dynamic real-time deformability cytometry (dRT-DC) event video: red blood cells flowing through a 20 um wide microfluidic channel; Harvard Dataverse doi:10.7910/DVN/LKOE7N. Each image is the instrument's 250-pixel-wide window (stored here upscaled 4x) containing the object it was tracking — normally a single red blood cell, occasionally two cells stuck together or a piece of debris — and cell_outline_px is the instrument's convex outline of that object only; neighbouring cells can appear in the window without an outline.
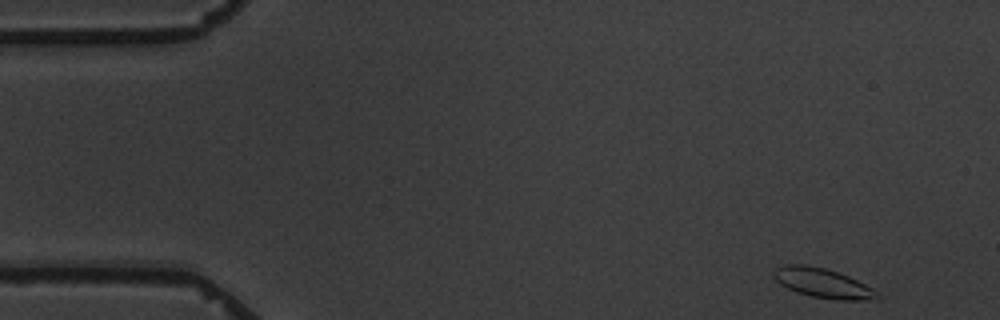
{"species": "common noctule bat (a hibernating species)", "species_latin": "Nyctalus noctula", "temperature_condition": "warm", "stored_images_in_passage": 8, "camera_frame_rate_fps": 3000, "um_per_image_px": 0.085, "animal": {"sex": "male", "body_mass_g": 19.5, "forearm_length_mm": 54.6}, "frame": {"image": 1, "passage_image": 1, "time_ms": 0.0, "image_size_px": [1000, 320], "cell_outline_px": [[884, 296], [880, 300], [836, 300], [812, 296], [796, 292], [780, 284], [772, 276], [772, 272], [776, 268], [784, 264], [808, 264], [824, 268], [848, 276], [880, 292]], "centroid_in_image_um": [69.98, 24.07], "position_along_channel_um": 15.0, "area_um2": 18.09}}
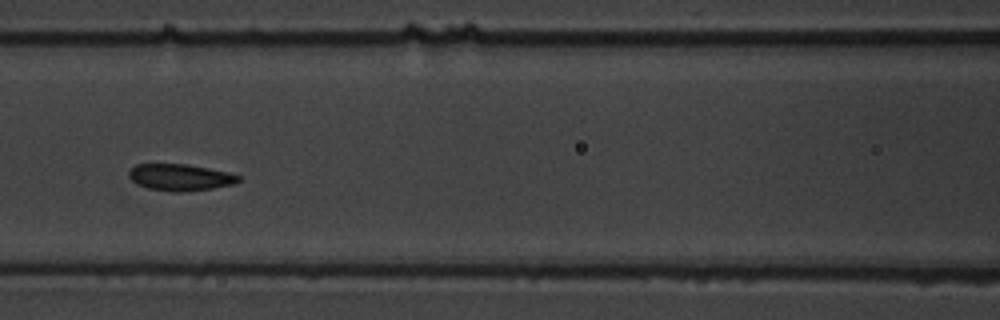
{"frame": {"image": 2, "passage_image": 7, "time_ms": 7.0, "image_size_px": [1000, 320], "cell_outline_px": [[240, 180], [236, 184], [212, 188], [180, 192], [172, 192], [148, 188], [136, 184], [128, 176], [128, 172], [136, 164], [184, 164], [208, 168], [228, 172], [240, 176]], "centroid_in_image_um": [15.31, 15.07], "position_along_channel_um": 151.3, "area_um2": 16.99}}
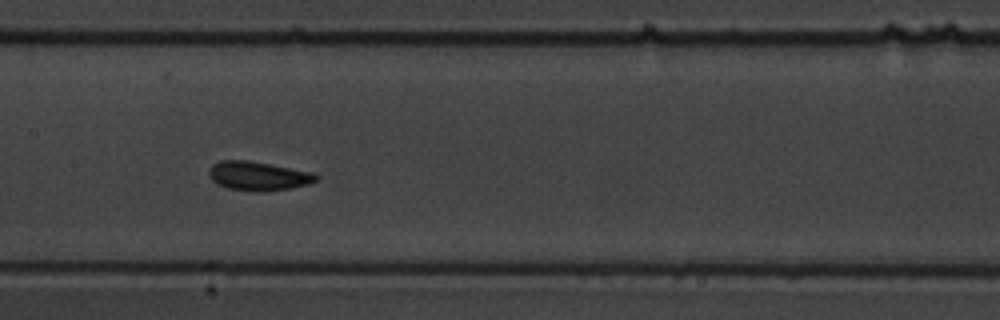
{"frame": {"image": 3, "passage_image": 8, "time_ms": 8.0, "image_size_px": [1000, 320], "cell_outline_px": [[320, 176], [316, 180], [308, 184], [292, 188], [260, 192], [256, 192], [228, 188], [216, 184], [208, 176], [208, 168], [212, 164], [220, 160], [248, 160], [312, 172]], "centroid_in_image_um": [21.9, 14.96], "position_along_channel_um": 185.5, "area_um2": 18.26}}